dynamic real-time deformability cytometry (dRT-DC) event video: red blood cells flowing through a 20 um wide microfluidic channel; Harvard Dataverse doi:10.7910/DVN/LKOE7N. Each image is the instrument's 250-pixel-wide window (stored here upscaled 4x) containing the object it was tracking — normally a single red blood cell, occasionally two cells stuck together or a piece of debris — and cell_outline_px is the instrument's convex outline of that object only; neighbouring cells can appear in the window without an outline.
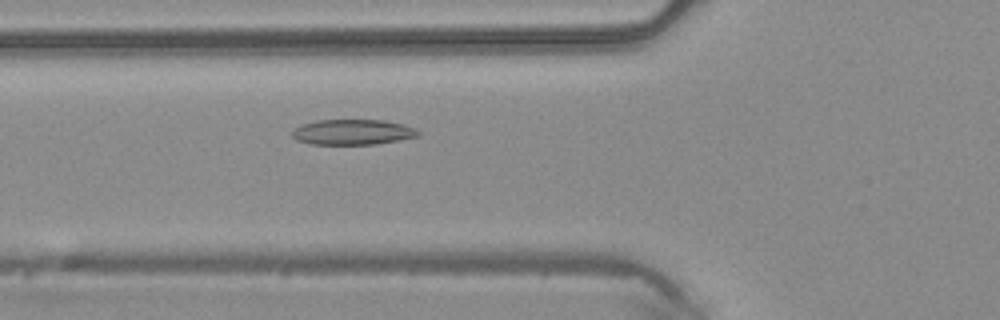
{"species": "common noctule bat (a hibernating species)", "species_latin": "Nyctalus noctula", "temperature_condition": "warm", "stored_images_in_passage": 42, "camera_frame_rate_fps": 3000, "um_per_image_px": 0.085, "animal": {"sex": "male", "body_mass_g": 20.4}, "frame": {"image": 1, "passage_image": 16, "time_ms": 5.0, "image_size_px": [1000, 320], "cell_outline_px": [[420, 132], [416, 136], [400, 140], [376, 144], [312, 144], [296, 140], [292, 136], [292, 128], [300, 124], [316, 120], [384, 120], [404, 124], [416, 128]], "centroid_in_image_um": [29.95, 11.22], "position_along_channel_um": 95.9, "area_um2": 18.79}}
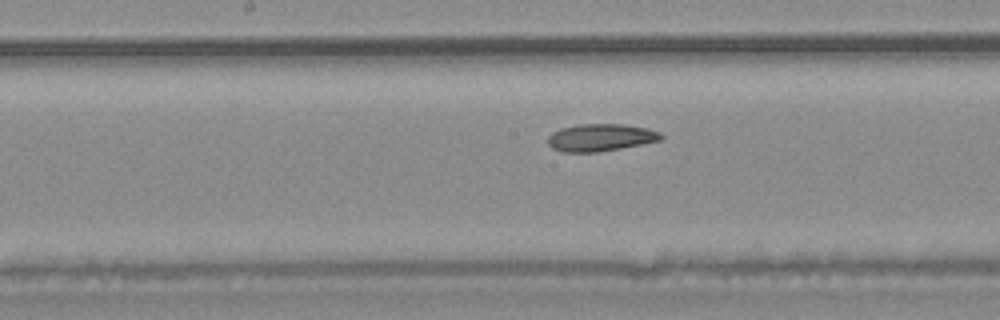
{"frame": {"image": 2, "passage_image": 23, "time_ms": 7.333, "image_size_px": [1000, 320], "cell_outline_px": [[664, 136], [660, 140], [620, 148], [596, 152], [560, 152], [552, 148], [548, 144], [548, 136], [552, 132], [560, 128], [580, 124], [624, 124], [648, 128], [660, 132]], "centroid_in_image_um": [51.02, 11.68], "position_along_channel_um": 197.2, "area_um2": 18.03}}
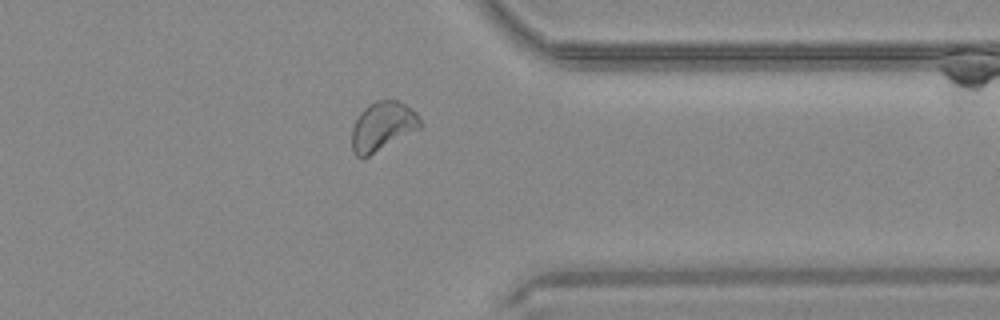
{"frame": {"image": 3, "passage_image": 36, "time_ms": 11.667, "image_size_px": [1000, 320], "cell_outline_px": [[424, 124], [420, 128], [368, 156], [356, 156], [352, 152], [352, 128], [360, 112], [368, 104], [376, 100], [396, 100], [412, 108], [416, 112]], "centroid_in_image_um": [32.53, 10.71], "position_along_channel_um": 378.9, "area_um2": 19.42}}